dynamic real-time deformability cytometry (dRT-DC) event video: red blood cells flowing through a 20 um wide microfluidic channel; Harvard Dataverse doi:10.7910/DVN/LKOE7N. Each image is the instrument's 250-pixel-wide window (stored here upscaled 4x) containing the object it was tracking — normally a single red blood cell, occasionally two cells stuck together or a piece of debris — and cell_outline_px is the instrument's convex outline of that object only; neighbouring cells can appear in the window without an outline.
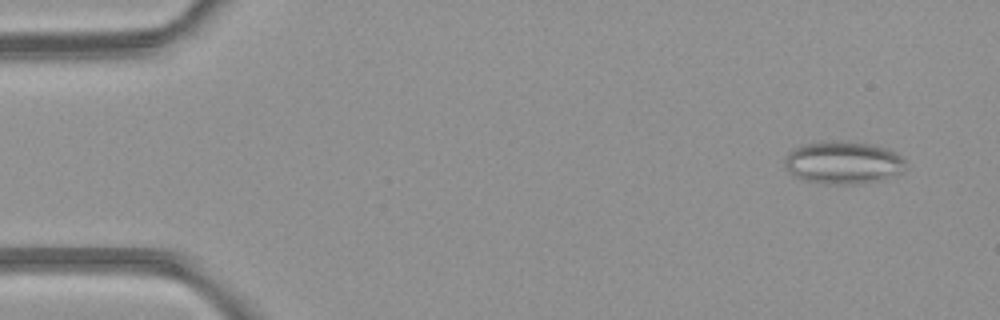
{"species": "common noctule bat (a hibernating species)", "species_latin": "Nyctalus noctula", "temperature_condition": "room temperature", "stored_images_in_passage": 5, "camera_frame_rate_fps": 3000, "um_per_image_px": 0.085, "animal": {"sex": "female", "body_mass_g": 21.9}, "frame": {"image": 1, "passage_image": 2, "time_ms": 1.0, "image_size_px": [1000, 320], "cell_outline_px": [[904, 172], [880, 180], [852, 184], [844, 184], [804, 180], [788, 172], [784, 164], [784, 160], [788, 152], [792, 148], [804, 144], [824, 140], [840, 140], [876, 144], [888, 148], [896, 152], [904, 160]], "centroid_in_image_um": [71.67, 13.78], "position_along_channel_um": 13.3, "area_um2": 30.29}}